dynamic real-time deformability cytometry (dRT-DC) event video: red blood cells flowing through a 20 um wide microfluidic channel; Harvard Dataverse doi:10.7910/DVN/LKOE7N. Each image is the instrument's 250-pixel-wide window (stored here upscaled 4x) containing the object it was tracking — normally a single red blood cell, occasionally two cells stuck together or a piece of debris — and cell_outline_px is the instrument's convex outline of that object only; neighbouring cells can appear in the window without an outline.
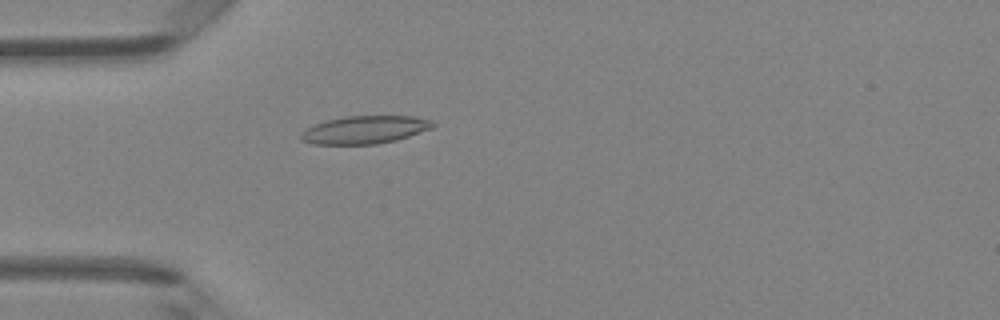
{"species": "Egyptian fruit bat (a non-hibernating species)", "species_latin": "Rousettus aegyptiacus", "temperature_condition": "room temperature", "stored_images_in_passage": 48, "camera_frame_rate_fps": 3000, "um_per_image_px": 0.085, "animal": {"sex": "female"}, "frame": {"image": 1, "passage_image": 14, "time_ms": 4.333, "image_size_px": [1000, 320], "cell_outline_px": [[436, 124], [432, 128], [396, 140], [376, 144], [312, 144], [300, 140], [300, 136], [308, 128], [316, 124], [328, 120], [348, 116], [412, 116], [432, 120]], "centroid_in_image_um": [31.04, 11.03], "position_along_channel_um": 54.0, "area_um2": 21.15}}
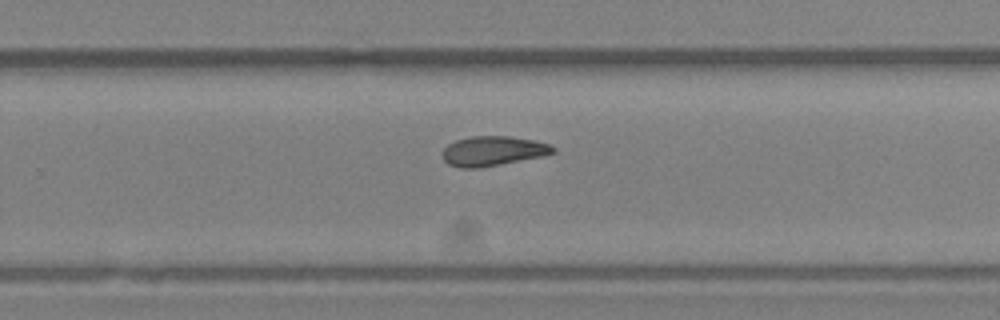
{"frame": {"image": 2, "passage_image": 31, "time_ms": 10.0, "image_size_px": [1000, 320], "cell_outline_px": [[556, 152], [544, 156], [500, 164], [476, 168], [460, 168], [448, 164], [444, 160], [444, 148], [448, 144], [456, 140], [472, 136], [508, 136], [532, 140], [548, 144], [556, 148]], "centroid_in_image_um": [41.91, 12.83], "position_along_channel_um": 287.9, "area_um2": 18.96}}
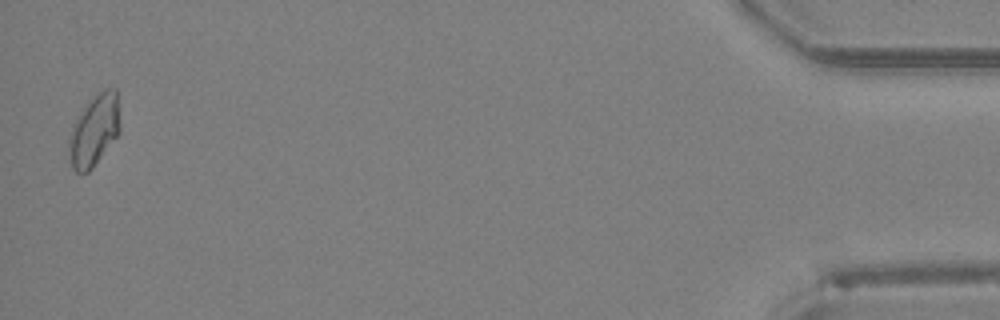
{"frame": {"image": 3, "passage_image": 47, "time_ms": 15.333, "image_size_px": [1000, 320], "cell_outline_px": [[120, 132], [92, 168], [88, 172], [76, 172], [72, 168], [68, 156], [68, 140], [72, 124], [88, 100], [96, 92], [104, 88], [116, 88], [120, 128]], "centroid_in_image_um": [7.98, 11.06], "position_along_channel_um": 427.2, "area_um2": 21.5}, "authors_computed_cell_mechanics": {"area_um2": 19.5653, "velocity_mm_per_s": 4.2766, "shape_relaxation_time_tau1_ms": null, "shape_relaxation_time_tau2_ms": 5.1194, "deformation_change_tau1": null, "deformation_change_tau2": 0.1189}}